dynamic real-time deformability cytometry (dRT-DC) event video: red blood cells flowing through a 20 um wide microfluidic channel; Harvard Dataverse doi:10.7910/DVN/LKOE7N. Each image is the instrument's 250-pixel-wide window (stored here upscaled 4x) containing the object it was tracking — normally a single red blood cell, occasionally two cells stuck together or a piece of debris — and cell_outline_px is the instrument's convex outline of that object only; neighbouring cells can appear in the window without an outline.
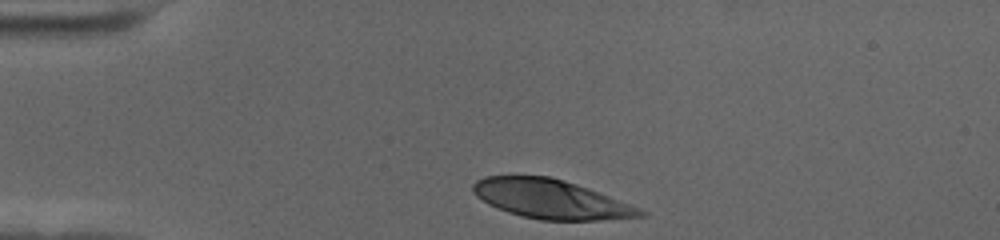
{"species": "human", "species_latin": "Homo sapiens", "temperature_condition": "cold", "stored_images_in_passage": 36, "camera_frame_rate_fps": 3000, "um_per_image_px": 0.085, "donor": {"sex": "female"}, "frame": {"image": 1, "passage_image": 1, "time_ms": 0.0, "image_size_px": [1000, 240], "cell_outline_px": [[648, 216], [600, 220], [540, 220], [508, 212], [496, 208], [488, 204], [476, 196], [472, 192], [472, 184], [476, 180], [484, 176], [548, 176], [576, 184], [588, 188], [640, 208], [648, 212]], "centroid_in_image_um": [46.82, 16.93], "position_along_channel_um": 38.2, "area_um2": 37.97}}
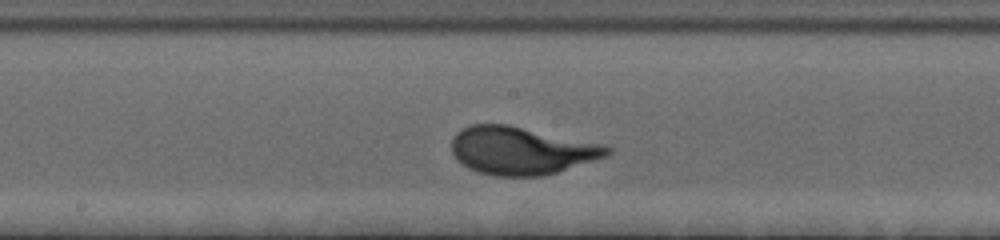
{"frame": {"image": 2, "passage_image": 19, "time_ms": 6.0, "image_size_px": [1000, 240], "cell_outline_px": [[612, 152], [604, 156], [544, 176], [496, 176], [480, 172], [468, 168], [456, 160], [452, 152], [452, 140], [456, 132], [460, 128], [472, 124], [508, 124], [596, 144], [612, 148]], "centroid_in_image_um": [44.19, 12.8], "position_along_channel_um": 204.0, "area_um2": 42.54}}
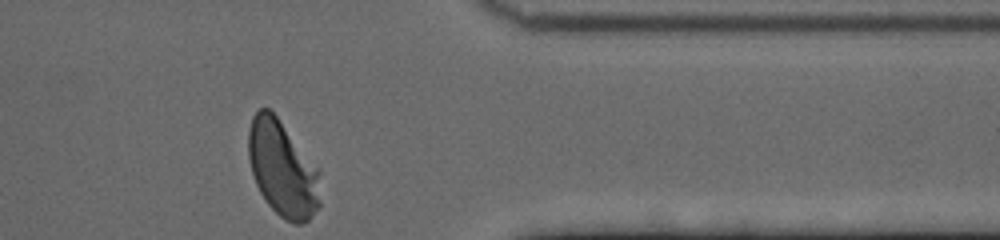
{"frame": {"image": 3, "passage_image": 36, "time_ms": 11.667, "image_size_px": [1000, 240], "cell_outline_px": [[320, 208], [308, 220], [300, 224], [292, 224], [284, 220], [268, 204], [260, 192], [256, 184], [252, 172], [248, 156], [248, 128], [252, 116], [260, 108], [268, 108], [276, 116], [320, 168]], "centroid_in_image_um": [24.04, 14.36], "position_along_channel_um": 387.4, "area_um2": 40.58}, "authors_computed_cell_mechanics": {"area_um2": 41.1536, "velocity_mm_per_s": 3.4494, "shape_relaxation_time_tau1_ms": 2.9872, "shape_relaxation_time_tau2_ms": null, "deformation_change_tau1": 0.185, "deformation_change_tau2": null}}